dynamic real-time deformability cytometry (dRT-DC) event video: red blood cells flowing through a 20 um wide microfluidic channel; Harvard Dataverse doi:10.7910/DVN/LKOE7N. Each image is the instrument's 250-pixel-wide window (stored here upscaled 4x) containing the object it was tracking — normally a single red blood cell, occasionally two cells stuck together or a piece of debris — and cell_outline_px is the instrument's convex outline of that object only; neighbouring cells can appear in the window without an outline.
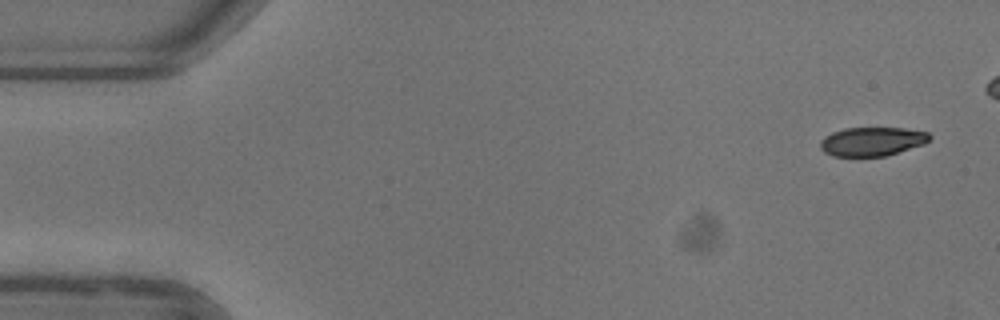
{"species": "common noctule bat (a hibernating species)", "species_latin": "Nyctalus noctula", "temperature_condition": "warm", "stored_images_in_passage": 13, "camera_frame_rate_fps": 3000, "um_per_image_px": 0.085, "animal": {"sex": "female"}, "frame": {"image": 1, "passage_image": 1, "time_ms": 0.0, "image_size_px": [1000, 320], "cell_outline_px": [[932, 136], [924, 144], [884, 156], [832, 156], [824, 152], [820, 148], [820, 140], [824, 136], [832, 132], [844, 128], [904, 128], [928, 132]], "centroid_in_image_um": [74.1, 12.02], "position_along_channel_um": 10.9, "area_um2": 18.38}}